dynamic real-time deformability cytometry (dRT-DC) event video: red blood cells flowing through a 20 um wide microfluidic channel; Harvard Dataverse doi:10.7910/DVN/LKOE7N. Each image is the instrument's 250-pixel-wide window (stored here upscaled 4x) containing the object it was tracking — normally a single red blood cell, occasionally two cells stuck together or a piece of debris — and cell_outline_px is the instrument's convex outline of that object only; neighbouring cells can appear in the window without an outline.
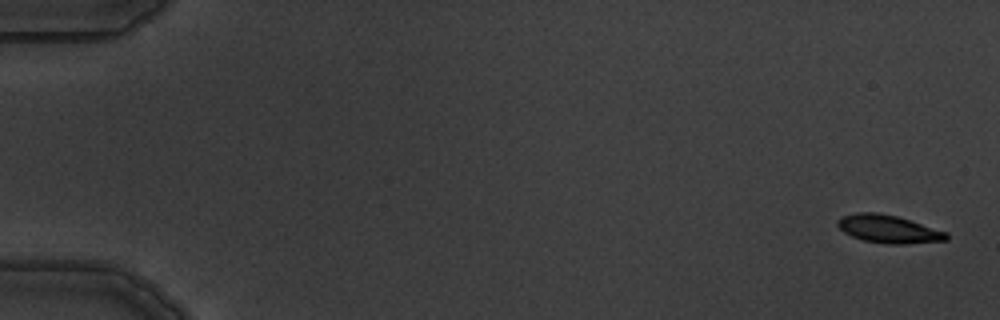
{"species": "common noctule bat (a hibernating species)", "species_latin": "Nyctalus noctula", "temperature_condition": "warm", "stored_images_in_passage": 5, "camera_frame_rate_fps": 3000, "um_per_image_px": 0.085, "animal": {"sex": "male", "body_mass_g": 19.5, "forearm_length_mm": 54.6}, "frame": {"image": 1, "passage_image": 1, "time_ms": 0.0, "image_size_px": [1000, 320], "cell_outline_px": [[948, 240], [904, 244], [888, 244], [864, 240], [852, 236], [844, 232], [836, 224], [836, 220], [844, 216], [856, 212], [876, 212], [896, 216], [948, 232]], "centroid_in_image_um": [75.52, 19.47], "position_along_channel_um": 9.5, "area_um2": 17.57}}
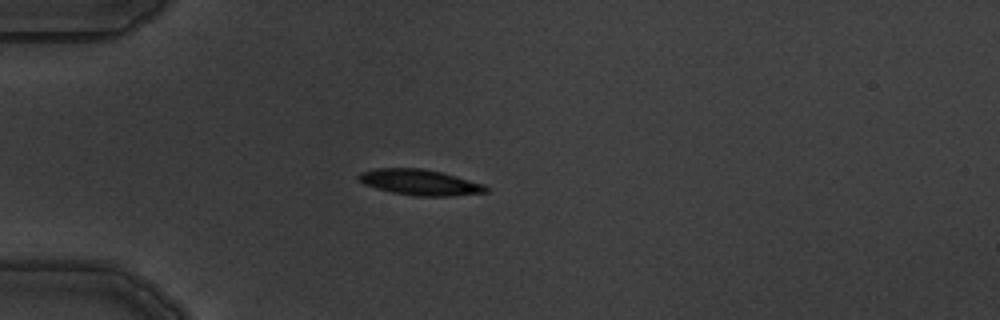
{"frame": {"image": 2, "passage_image": 5, "time_ms": 4.667, "image_size_px": [1000, 320], "cell_outline_px": [[488, 192], [452, 196], [416, 196], [392, 192], [376, 188], [364, 184], [356, 176], [360, 172], [376, 168], [420, 168], [440, 172], [456, 176], [484, 184], [488, 188]], "centroid_in_image_um": [35.68, 15.5], "position_along_channel_um": 49.3, "area_um2": 19.02}}